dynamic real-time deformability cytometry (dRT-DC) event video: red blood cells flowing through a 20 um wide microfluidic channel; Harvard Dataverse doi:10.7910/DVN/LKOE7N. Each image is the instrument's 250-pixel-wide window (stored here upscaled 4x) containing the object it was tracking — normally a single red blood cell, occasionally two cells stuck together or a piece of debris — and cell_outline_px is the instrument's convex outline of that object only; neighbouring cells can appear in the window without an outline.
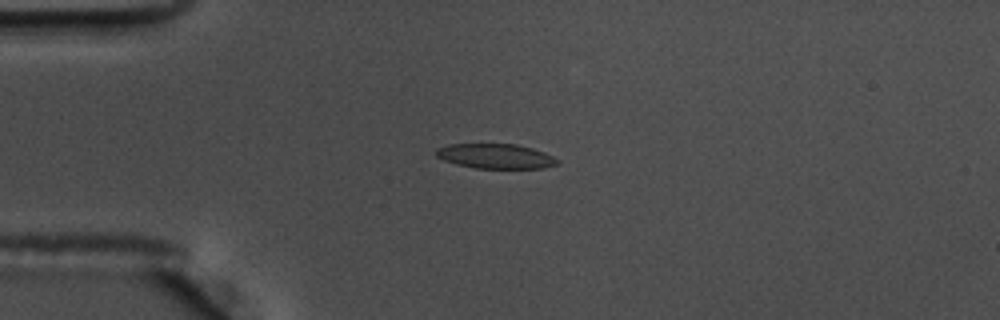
{"species": "common noctule bat (a hibernating species)", "species_latin": "Nyctalus noctula", "temperature_condition": "warm", "stored_images_in_passage": 57, "camera_frame_rate_fps": 3000, "um_per_image_px": 0.085, "animal": {"sex": "male", "body_mass_g": 17.5, "forearm_length_mm": 52.3}, "frame": {"image": 1, "passage_image": 15, "time_ms": 4.667, "image_size_px": [1000, 320], "cell_outline_px": [[560, 164], [544, 168], [476, 168], [456, 164], [444, 160], [436, 156], [436, 148], [448, 144], [516, 144], [532, 148], [544, 152], [560, 160]], "centroid_in_image_um": [42.15, 13.27], "position_along_channel_um": 42.9, "area_um2": 17.57}}
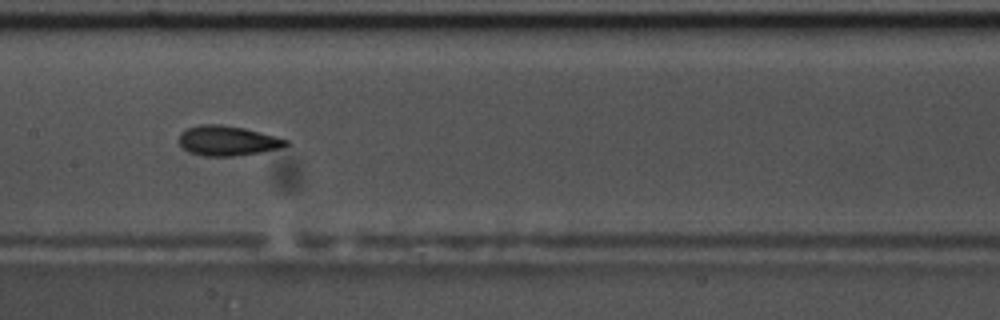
{"frame": {"image": 2, "passage_image": 29, "time_ms": 9.333, "image_size_px": [1000, 320], "cell_outline_px": [[288, 144], [280, 148], [260, 152], [232, 156], [204, 156], [188, 152], [180, 144], [180, 132], [188, 128], [200, 124], [220, 124], [244, 128], [276, 136], [288, 140]], "centroid_in_image_um": [19.33, 11.96], "position_along_channel_um": 188.1, "area_um2": 18.5}}
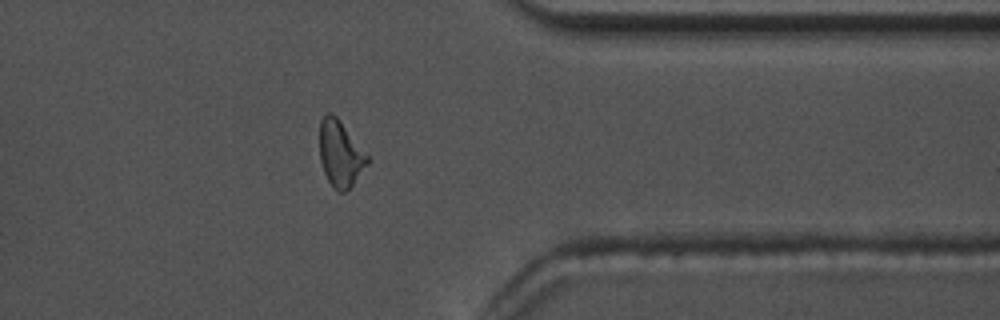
{"frame": {"image": 3, "passage_image": 46, "time_ms": 15.0, "image_size_px": [1000, 320], "cell_outline_px": [[368, 164], [352, 184], [344, 192], [336, 192], [332, 188], [324, 172], [320, 160], [320, 120], [328, 112], [332, 112], [336, 116], [368, 156]], "centroid_in_image_um": [28.9, 13.08], "position_along_channel_um": 382.5, "area_um2": 18.09}, "authors_computed_cell_mechanics": {"area_um2": 17.918, "velocity_mm_per_s": 3.6126, "shape_relaxation_time_tau1_ms": 5.5527, "shape_relaxation_time_tau2_ms": 2.3417, "deformation_change_tau1": 0.1701, "deformation_change_tau2": 0.0869}}